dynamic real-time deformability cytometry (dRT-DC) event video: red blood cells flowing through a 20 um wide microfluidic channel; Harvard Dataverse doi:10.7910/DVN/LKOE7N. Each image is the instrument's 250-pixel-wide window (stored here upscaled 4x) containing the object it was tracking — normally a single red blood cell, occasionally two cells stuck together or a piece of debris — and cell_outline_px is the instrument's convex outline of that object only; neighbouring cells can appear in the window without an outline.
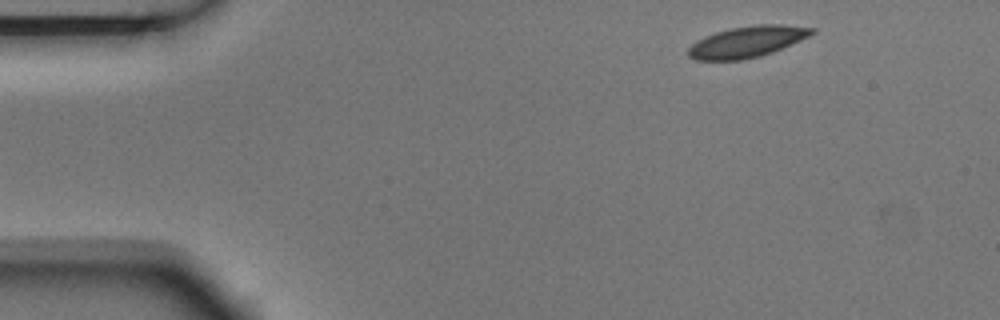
{"species": "Egyptian fruit bat (a non-hibernating species)", "species_latin": "Rousettus aegyptiacus", "temperature_condition": "room temperature", "stored_images_in_passage": 8, "camera_frame_rate_fps": 3000, "um_per_image_px": 0.085, "animal": {"sex": "male"}, "frame": {"image": 1, "passage_image": 1, "time_ms": 0.0, "image_size_px": [1000, 320], "cell_outline_px": [[816, 32], [800, 40], [772, 52], [760, 56], [740, 60], [696, 60], [688, 56], [688, 48], [696, 40], [704, 36], [728, 28], [756, 24], [784, 24], [816, 28]], "centroid_in_image_um": [63.49, 3.53], "position_along_channel_um": 21.5, "area_um2": 22.54}}
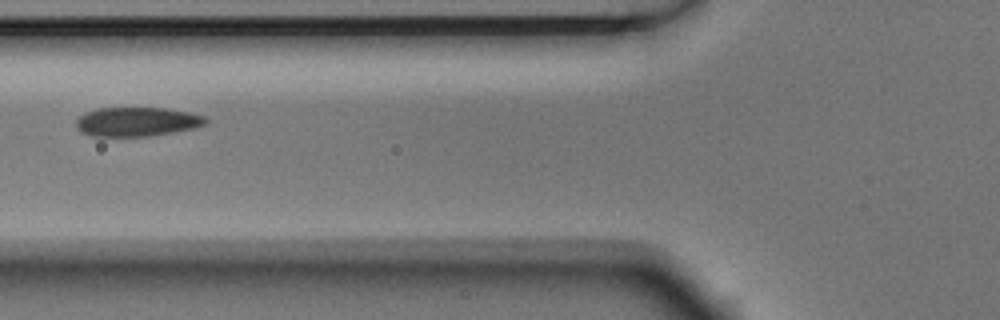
{"frame": {"image": 2, "passage_image": 5, "time_ms": 1.333, "image_size_px": [1000, 320], "cell_outline_px": [[208, 120], [204, 124], [196, 128], [148, 136], [92, 136], [76, 128], [76, 120], [84, 112], [96, 108], [168, 108], [188, 112], [204, 116]], "centroid_in_image_um": [11.63, 10.34], "position_along_channel_um": 114.2, "area_um2": 21.96}}
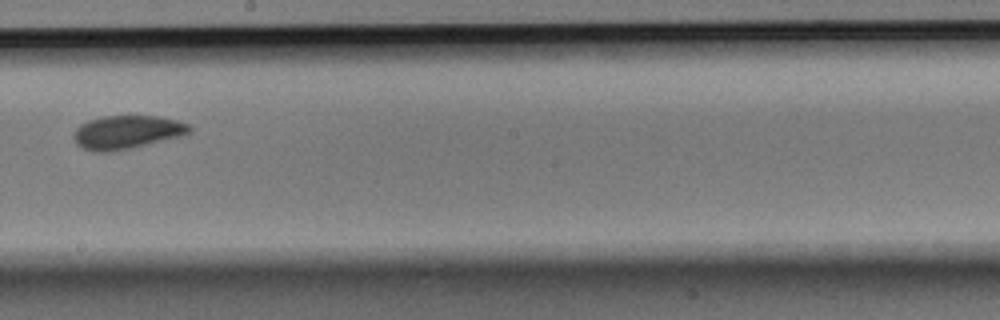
{"frame": {"image": 3, "passage_image": 8, "time_ms": 2.333, "image_size_px": [1000, 320], "cell_outline_px": [[192, 132], [180, 136], [132, 148], [112, 152], [92, 152], [80, 148], [76, 144], [72, 136], [76, 128], [80, 124], [88, 120], [104, 116], [156, 116], [176, 120], [188, 124], [192, 128]], "centroid_in_image_um": [10.73, 11.25], "position_along_channel_um": 237.5, "area_um2": 22.77}}